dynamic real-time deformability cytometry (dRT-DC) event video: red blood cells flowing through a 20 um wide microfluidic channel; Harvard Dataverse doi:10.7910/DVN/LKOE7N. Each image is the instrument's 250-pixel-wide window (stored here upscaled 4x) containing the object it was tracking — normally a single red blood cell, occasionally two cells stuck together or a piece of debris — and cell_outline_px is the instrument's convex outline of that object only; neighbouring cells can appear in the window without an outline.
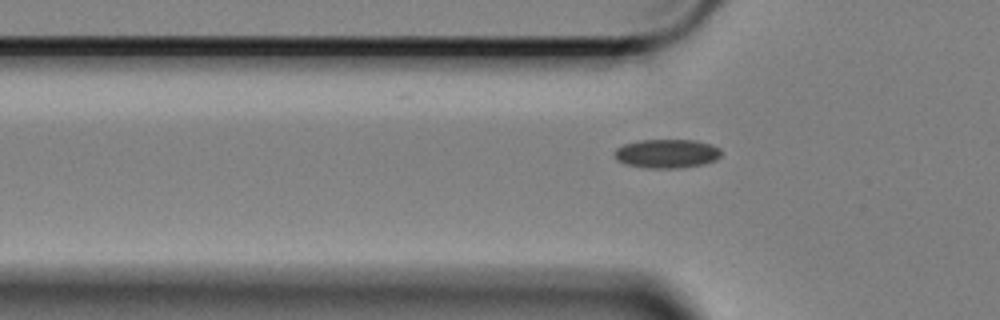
{"species": "Egyptian fruit bat (a non-hibernating species)", "species_latin": "Rousettus aegyptiacus", "temperature_condition": "cold", "stored_images_in_passage": 2, "segment_of_instrument_passage": [2, 2], "camera_frame_rate_fps": 3000, "um_per_image_px": 0.085, "animal": {"sex": "female"}, "frame": {"image": 1, "passage_image": 2, "time_ms": 0.333, "image_size_px": [1000, 320], "cell_outline_px": [[720, 156], [716, 160], [704, 164], [676, 168], [648, 168], [628, 164], [616, 160], [616, 148], [624, 144], [640, 140], [696, 140], [712, 144], [720, 148]], "centroid_in_image_um": [56.72, 13.05], "position_along_channel_um": 69.1, "area_um2": 17.86}}